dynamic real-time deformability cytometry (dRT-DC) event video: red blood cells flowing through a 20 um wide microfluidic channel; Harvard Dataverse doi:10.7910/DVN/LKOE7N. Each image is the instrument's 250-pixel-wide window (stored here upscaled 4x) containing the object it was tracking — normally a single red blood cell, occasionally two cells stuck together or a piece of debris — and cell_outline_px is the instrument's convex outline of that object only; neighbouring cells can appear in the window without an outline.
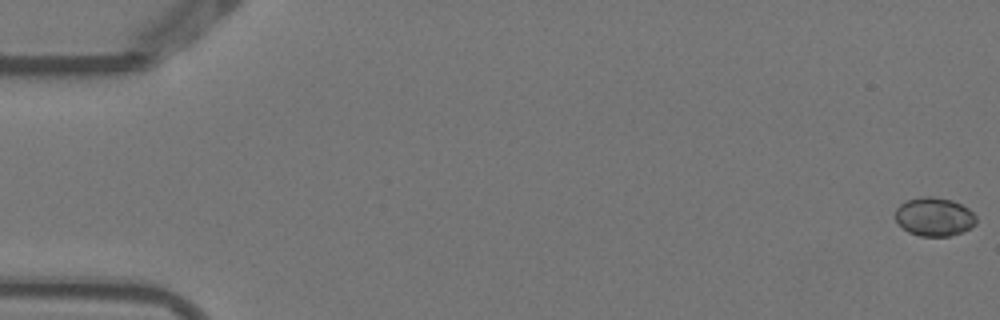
{"species": "Egyptian fruit bat (a non-hibernating species)", "species_latin": "Rousettus aegyptiacus", "temperature_condition": "warm", "stored_images_in_passage": 3, "camera_frame_rate_fps": 3000, "um_per_image_px": 0.085, "animal": {"sex": "female"}, "frame": {"image": 1, "passage_image": 1, "time_ms": 0.0, "image_size_px": [1000, 320], "cell_outline_px": [[976, 224], [960, 232], [948, 236], [920, 236], [908, 232], [896, 220], [896, 208], [900, 204], [908, 200], [920, 196], [932, 196], [952, 200], [968, 208], [976, 216]], "centroid_in_image_um": [79.4, 18.41], "position_along_channel_um": 5.6, "area_um2": 18.03}}